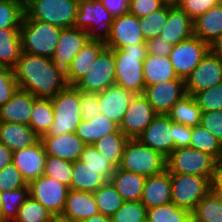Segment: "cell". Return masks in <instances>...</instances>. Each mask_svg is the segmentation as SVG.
Masks as SVG:
<instances>
[{
	"mask_svg": "<svg viewBox=\"0 0 222 222\" xmlns=\"http://www.w3.org/2000/svg\"><path fill=\"white\" fill-rule=\"evenodd\" d=\"M18 87L36 98H52L68 84L65 71L50 58L25 52L13 68Z\"/></svg>",
	"mask_w": 222,
	"mask_h": 222,
	"instance_id": "obj_1",
	"label": "cell"
},
{
	"mask_svg": "<svg viewBox=\"0 0 222 222\" xmlns=\"http://www.w3.org/2000/svg\"><path fill=\"white\" fill-rule=\"evenodd\" d=\"M112 51L115 60V84L123 86L131 93L143 94V61L148 54L146 44H131Z\"/></svg>",
	"mask_w": 222,
	"mask_h": 222,
	"instance_id": "obj_2",
	"label": "cell"
},
{
	"mask_svg": "<svg viewBox=\"0 0 222 222\" xmlns=\"http://www.w3.org/2000/svg\"><path fill=\"white\" fill-rule=\"evenodd\" d=\"M51 99L53 122L46 135L75 133L81 123L80 90L74 85H67Z\"/></svg>",
	"mask_w": 222,
	"mask_h": 222,
	"instance_id": "obj_3",
	"label": "cell"
},
{
	"mask_svg": "<svg viewBox=\"0 0 222 222\" xmlns=\"http://www.w3.org/2000/svg\"><path fill=\"white\" fill-rule=\"evenodd\" d=\"M60 27L29 19L25 14L20 27L22 52L52 58L61 34Z\"/></svg>",
	"mask_w": 222,
	"mask_h": 222,
	"instance_id": "obj_4",
	"label": "cell"
},
{
	"mask_svg": "<svg viewBox=\"0 0 222 222\" xmlns=\"http://www.w3.org/2000/svg\"><path fill=\"white\" fill-rule=\"evenodd\" d=\"M78 0H24V13L32 20L60 28L74 27Z\"/></svg>",
	"mask_w": 222,
	"mask_h": 222,
	"instance_id": "obj_5",
	"label": "cell"
},
{
	"mask_svg": "<svg viewBox=\"0 0 222 222\" xmlns=\"http://www.w3.org/2000/svg\"><path fill=\"white\" fill-rule=\"evenodd\" d=\"M118 168L145 177L155 176L166 170V157L138 139H129Z\"/></svg>",
	"mask_w": 222,
	"mask_h": 222,
	"instance_id": "obj_6",
	"label": "cell"
},
{
	"mask_svg": "<svg viewBox=\"0 0 222 222\" xmlns=\"http://www.w3.org/2000/svg\"><path fill=\"white\" fill-rule=\"evenodd\" d=\"M114 16L100 0H78L74 27L85 30L89 40L107 42Z\"/></svg>",
	"mask_w": 222,
	"mask_h": 222,
	"instance_id": "obj_7",
	"label": "cell"
},
{
	"mask_svg": "<svg viewBox=\"0 0 222 222\" xmlns=\"http://www.w3.org/2000/svg\"><path fill=\"white\" fill-rule=\"evenodd\" d=\"M217 164L213 156L192 147L175 149L166 157L168 172L206 177L210 181Z\"/></svg>",
	"mask_w": 222,
	"mask_h": 222,
	"instance_id": "obj_8",
	"label": "cell"
},
{
	"mask_svg": "<svg viewBox=\"0 0 222 222\" xmlns=\"http://www.w3.org/2000/svg\"><path fill=\"white\" fill-rule=\"evenodd\" d=\"M210 192V180L190 174L171 173V202L178 208L193 212Z\"/></svg>",
	"mask_w": 222,
	"mask_h": 222,
	"instance_id": "obj_9",
	"label": "cell"
},
{
	"mask_svg": "<svg viewBox=\"0 0 222 222\" xmlns=\"http://www.w3.org/2000/svg\"><path fill=\"white\" fill-rule=\"evenodd\" d=\"M115 84V60L112 49L106 47L74 86L80 91L98 94Z\"/></svg>",
	"mask_w": 222,
	"mask_h": 222,
	"instance_id": "obj_10",
	"label": "cell"
},
{
	"mask_svg": "<svg viewBox=\"0 0 222 222\" xmlns=\"http://www.w3.org/2000/svg\"><path fill=\"white\" fill-rule=\"evenodd\" d=\"M210 51V45L193 35L173 48L169 60L178 78L185 80Z\"/></svg>",
	"mask_w": 222,
	"mask_h": 222,
	"instance_id": "obj_11",
	"label": "cell"
},
{
	"mask_svg": "<svg viewBox=\"0 0 222 222\" xmlns=\"http://www.w3.org/2000/svg\"><path fill=\"white\" fill-rule=\"evenodd\" d=\"M27 185L31 198L40 202L56 218L61 216L69 191L68 186L45 175L32 180Z\"/></svg>",
	"mask_w": 222,
	"mask_h": 222,
	"instance_id": "obj_12",
	"label": "cell"
},
{
	"mask_svg": "<svg viewBox=\"0 0 222 222\" xmlns=\"http://www.w3.org/2000/svg\"><path fill=\"white\" fill-rule=\"evenodd\" d=\"M158 114L143 94H135L119 125L129 139H137Z\"/></svg>",
	"mask_w": 222,
	"mask_h": 222,
	"instance_id": "obj_13",
	"label": "cell"
},
{
	"mask_svg": "<svg viewBox=\"0 0 222 222\" xmlns=\"http://www.w3.org/2000/svg\"><path fill=\"white\" fill-rule=\"evenodd\" d=\"M222 82V61L211 51L194 68L185 79L187 95L209 89Z\"/></svg>",
	"mask_w": 222,
	"mask_h": 222,
	"instance_id": "obj_14",
	"label": "cell"
},
{
	"mask_svg": "<svg viewBox=\"0 0 222 222\" xmlns=\"http://www.w3.org/2000/svg\"><path fill=\"white\" fill-rule=\"evenodd\" d=\"M143 95L157 114L167 115L185 95V80L161 81L144 88Z\"/></svg>",
	"mask_w": 222,
	"mask_h": 222,
	"instance_id": "obj_15",
	"label": "cell"
},
{
	"mask_svg": "<svg viewBox=\"0 0 222 222\" xmlns=\"http://www.w3.org/2000/svg\"><path fill=\"white\" fill-rule=\"evenodd\" d=\"M137 139L167 157L174 151V122L158 114Z\"/></svg>",
	"mask_w": 222,
	"mask_h": 222,
	"instance_id": "obj_16",
	"label": "cell"
},
{
	"mask_svg": "<svg viewBox=\"0 0 222 222\" xmlns=\"http://www.w3.org/2000/svg\"><path fill=\"white\" fill-rule=\"evenodd\" d=\"M131 44H146L139 18L131 13L114 17L111 34L106 42L110 49H122Z\"/></svg>",
	"mask_w": 222,
	"mask_h": 222,
	"instance_id": "obj_17",
	"label": "cell"
},
{
	"mask_svg": "<svg viewBox=\"0 0 222 222\" xmlns=\"http://www.w3.org/2000/svg\"><path fill=\"white\" fill-rule=\"evenodd\" d=\"M46 156L43 144L39 140L32 147L14 151L12 153V163L28 184L44 175Z\"/></svg>",
	"mask_w": 222,
	"mask_h": 222,
	"instance_id": "obj_18",
	"label": "cell"
},
{
	"mask_svg": "<svg viewBox=\"0 0 222 222\" xmlns=\"http://www.w3.org/2000/svg\"><path fill=\"white\" fill-rule=\"evenodd\" d=\"M88 41V33L85 30L76 27L61 29L52 61L65 71Z\"/></svg>",
	"mask_w": 222,
	"mask_h": 222,
	"instance_id": "obj_19",
	"label": "cell"
},
{
	"mask_svg": "<svg viewBox=\"0 0 222 222\" xmlns=\"http://www.w3.org/2000/svg\"><path fill=\"white\" fill-rule=\"evenodd\" d=\"M134 95L118 84L106 88L98 93L101 114L120 125Z\"/></svg>",
	"mask_w": 222,
	"mask_h": 222,
	"instance_id": "obj_20",
	"label": "cell"
},
{
	"mask_svg": "<svg viewBox=\"0 0 222 222\" xmlns=\"http://www.w3.org/2000/svg\"><path fill=\"white\" fill-rule=\"evenodd\" d=\"M45 153L70 162L79 160L86 144L76 135L67 133L62 135H44L40 138Z\"/></svg>",
	"mask_w": 222,
	"mask_h": 222,
	"instance_id": "obj_21",
	"label": "cell"
},
{
	"mask_svg": "<svg viewBox=\"0 0 222 222\" xmlns=\"http://www.w3.org/2000/svg\"><path fill=\"white\" fill-rule=\"evenodd\" d=\"M99 213L93 193L69 189L59 218L67 222H82Z\"/></svg>",
	"mask_w": 222,
	"mask_h": 222,
	"instance_id": "obj_22",
	"label": "cell"
},
{
	"mask_svg": "<svg viewBox=\"0 0 222 222\" xmlns=\"http://www.w3.org/2000/svg\"><path fill=\"white\" fill-rule=\"evenodd\" d=\"M193 35V20L179 6H167V22L159 36L176 45Z\"/></svg>",
	"mask_w": 222,
	"mask_h": 222,
	"instance_id": "obj_23",
	"label": "cell"
},
{
	"mask_svg": "<svg viewBox=\"0 0 222 222\" xmlns=\"http://www.w3.org/2000/svg\"><path fill=\"white\" fill-rule=\"evenodd\" d=\"M35 99L28 91L18 88L10 100L0 107V122L29 125Z\"/></svg>",
	"mask_w": 222,
	"mask_h": 222,
	"instance_id": "obj_24",
	"label": "cell"
},
{
	"mask_svg": "<svg viewBox=\"0 0 222 222\" xmlns=\"http://www.w3.org/2000/svg\"><path fill=\"white\" fill-rule=\"evenodd\" d=\"M147 208L171 202V173L165 170L155 176L146 177L140 200Z\"/></svg>",
	"mask_w": 222,
	"mask_h": 222,
	"instance_id": "obj_25",
	"label": "cell"
},
{
	"mask_svg": "<svg viewBox=\"0 0 222 222\" xmlns=\"http://www.w3.org/2000/svg\"><path fill=\"white\" fill-rule=\"evenodd\" d=\"M106 47L107 45L105 42L89 40L65 70L67 84L74 85L83 77L94 60L98 58Z\"/></svg>",
	"mask_w": 222,
	"mask_h": 222,
	"instance_id": "obj_26",
	"label": "cell"
},
{
	"mask_svg": "<svg viewBox=\"0 0 222 222\" xmlns=\"http://www.w3.org/2000/svg\"><path fill=\"white\" fill-rule=\"evenodd\" d=\"M40 138L26 124L0 122V143L12 152L35 145Z\"/></svg>",
	"mask_w": 222,
	"mask_h": 222,
	"instance_id": "obj_27",
	"label": "cell"
},
{
	"mask_svg": "<svg viewBox=\"0 0 222 222\" xmlns=\"http://www.w3.org/2000/svg\"><path fill=\"white\" fill-rule=\"evenodd\" d=\"M194 35L211 44L222 35V2L193 20Z\"/></svg>",
	"mask_w": 222,
	"mask_h": 222,
	"instance_id": "obj_28",
	"label": "cell"
},
{
	"mask_svg": "<svg viewBox=\"0 0 222 222\" xmlns=\"http://www.w3.org/2000/svg\"><path fill=\"white\" fill-rule=\"evenodd\" d=\"M120 130L117 123L107 116L99 114L91 120L83 119L76 128V135L86 144L93 145L96 141Z\"/></svg>",
	"mask_w": 222,
	"mask_h": 222,
	"instance_id": "obj_29",
	"label": "cell"
},
{
	"mask_svg": "<svg viewBox=\"0 0 222 222\" xmlns=\"http://www.w3.org/2000/svg\"><path fill=\"white\" fill-rule=\"evenodd\" d=\"M146 177L133 172L115 169L110 182L122 196L124 201L141 200Z\"/></svg>",
	"mask_w": 222,
	"mask_h": 222,
	"instance_id": "obj_30",
	"label": "cell"
},
{
	"mask_svg": "<svg viewBox=\"0 0 222 222\" xmlns=\"http://www.w3.org/2000/svg\"><path fill=\"white\" fill-rule=\"evenodd\" d=\"M145 87L161 81L181 79L176 75L169 57L147 54L143 61Z\"/></svg>",
	"mask_w": 222,
	"mask_h": 222,
	"instance_id": "obj_31",
	"label": "cell"
},
{
	"mask_svg": "<svg viewBox=\"0 0 222 222\" xmlns=\"http://www.w3.org/2000/svg\"><path fill=\"white\" fill-rule=\"evenodd\" d=\"M108 180L98 170L88 167L80 160L73 161L72 180L69 189L94 193Z\"/></svg>",
	"mask_w": 222,
	"mask_h": 222,
	"instance_id": "obj_32",
	"label": "cell"
},
{
	"mask_svg": "<svg viewBox=\"0 0 222 222\" xmlns=\"http://www.w3.org/2000/svg\"><path fill=\"white\" fill-rule=\"evenodd\" d=\"M22 53L20 28L0 30V67L13 69Z\"/></svg>",
	"mask_w": 222,
	"mask_h": 222,
	"instance_id": "obj_33",
	"label": "cell"
},
{
	"mask_svg": "<svg viewBox=\"0 0 222 222\" xmlns=\"http://www.w3.org/2000/svg\"><path fill=\"white\" fill-rule=\"evenodd\" d=\"M167 115L174 123L194 127L200 125L202 110L199 108L195 98L186 94L173 105Z\"/></svg>",
	"mask_w": 222,
	"mask_h": 222,
	"instance_id": "obj_34",
	"label": "cell"
},
{
	"mask_svg": "<svg viewBox=\"0 0 222 222\" xmlns=\"http://www.w3.org/2000/svg\"><path fill=\"white\" fill-rule=\"evenodd\" d=\"M128 141L129 138L125 136L121 130H119L116 133L105 135L93 145L104 158L109 160L116 168H118Z\"/></svg>",
	"mask_w": 222,
	"mask_h": 222,
	"instance_id": "obj_35",
	"label": "cell"
},
{
	"mask_svg": "<svg viewBox=\"0 0 222 222\" xmlns=\"http://www.w3.org/2000/svg\"><path fill=\"white\" fill-rule=\"evenodd\" d=\"M53 122V107L50 98H36L33 101L29 126L41 138L47 134Z\"/></svg>",
	"mask_w": 222,
	"mask_h": 222,
	"instance_id": "obj_36",
	"label": "cell"
},
{
	"mask_svg": "<svg viewBox=\"0 0 222 222\" xmlns=\"http://www.w3.org/2000/svg\"><path fill=\"white\" fill-rule=\"evenodd\" d=\"M189 147L210 154L217 161L222 155V142L201 125L192 127Z\"/></svg>",
	"mask_w": 222,
	"mask_h": 222,
	"instance_id": "obj_37",
	"label": "cell"
},
{
	"mask_svg": "<svg viewBox=\"0 0 222 222\" xmlns=\"http://www.w3.org/2000/svg\"><path fill=\"white\" fill-rule=\"evenodd\" d=\"M193 222H222V199L211 191L192 212Z\"/></svg>",
	"mask_w": 222,
	"mask_h": 222,
	"instance_id": "obj_38",
	"label": "cell"
},
{
	"mask_svg": "<svg viewBox=\"0 0 222 222\" xmlns=\"http://www.w3.org/2000/svg\"><path fill=\"white\" fill-rule=\"evenodd\" d=\"M93 195L99 212L109 217H111L124 202L122 196L117 192L110 181L100 186Z\"/></svg>",
	"mask_w": 222,
	"mask_h": 222,
	"instance_id": "obj_39",
	"label": "cell"
},
{
	"mask_svg": "<svg viewBox=\"0 0 222 222\" xmlns=\"http://www.w3.org/2000/svg\"><path fill=\"white\" fill-rule=\"evenodd\" d=\"M147 222H193L192 213L178 208L172 202L148 208Z\"/></svg>",
	"mask_w": 222,
	"mask_h": 222,
	"instance_id": "obj_40",
	"label": "cell"
},
{
	"mask_svg": "<svg viewBox=\"0 0 222 222\" xmlns=\"http://www.w3.org/2000/svg\"><path fill=\"white\" fill-rule=\"evenodd\" d=\"M55 219L48 209L29 196L18 209L13 222H53Z\"/></svg>",
	"mask_w": 222,
	"mask_h": 222,
	"instance_id": "obj_41",
	"label": "cell"
},
{
	"mask_svg": "<svg viewBox=\"0 0 222 222\" xmlns=\"http://www.w3.org/2000/svg\"><path fill=\"white\" fill-rule=\"evenodd\" d=\"M28 197V187H21L16 190L1 193V200L3 202L1 220L13 222L17 217L18 209Z\"/></svg>",
	"mask_w": 222,
	"mask_h": 222,
	"instance_id": "obj_42",
	"label": "cell"
},
{
	"mask_svg": "<svg viewBox=\"0 0 222 222\" xmlns=\"http://www.w3.org/2000/svg\"><path fill=\"white\" fill-rule=\"evenodd\" d=\"M24 14L23 0H0V30L20 28Z\"/></svg>",
	"mask_w": 222,
	"mask_h": 222,
	"instance_id": "obj_43",
	"label": "cell"
},
{
	"mask_svg": "<svg viewBox=\"0 0 222 222\" xmlns=\"http://www.w3.org/2000/svg\"><path fill=\"white\" fill-rule=\"evenodd\" d=\"M79 160L88 167L98 170L108 181L115 172L116 167L96 150L94 145H86L79 157Z\"/></svg>",
	"mask_w": 222,
	"mask_h": 222,
	"instance_id": "obj_44",
	"label": "cell"
},
{
	"mask_svg": "<svg viewBox=\"0 0 222 222\" xmlns=\"http://www.w3.org/2000/svg\"><path fill=\"white\" fill-rule=\"evenodd\" d=\"M73 162L55 157L46 156L44 175L52 177L59 183L70 187L72 180Z\"/></svg>",
	"mask_w": 222,
	"mask_h": 222,
	"instance_id": "obj_45",
	"label": "cell"
},
{
	"mask_svg": "<svg viewBox=\"0 0 222 222\" xmlns=\"http://www.w3.org/2000/svg\"><path fill=\"white\" fill-rule=\"evenodd\" d=\"M139 22L140 29L146 41L159 36L167 22V5L147 16L139 18Z\"/></svg>",
	"mask_w": 222,
	"mask_h": 222,
	"instance_id": "obj_46",
	"label": "cell"
},
{
	"mask_svg": "<svg viewBox=\"0 0 222 222\" xmlns=\"http://www.w3.org/2000/svg\"><path fill=\"white\" fill-rule=\"evenodd\" d=\"M148 208L139 201H124L111 216L113 222H147Z\"/></svg>",
	"mask_w": 222,
	"mask_h": 222,
	"instance_id": "obj_47",
	"label": "cell"
},
{
	"mask_svg": "<svg viewBox=\"0 0 222 222\" xmlns=\"http://www.w3.org/2000/svg\"><path fill=\"white\" fill-rule=\"evenodd\" d=\"M202 112L222 110V82L193 95Z\"/></svg>",
	"mask_w": 222,
	"mask_h": 222,
	"instance_id": "obj_48",
	"label": "cell"
},
{
	"mask_svg": "<svg viewBox=\"0 0 222 222\" xmlns=\"http://www.w3.org/2000/svg\"><path fill=\"white\" fill-rule=\"evenodd\" d=\"M21 187H28V185L12 162L0 170L1 193L16 190Z\"/></svg>",
	"mask_w": 222,
	"mask_h": 222,
	"instance_id": "obj_49",
	"label": "cell"
},
{
	"mask_svg": "<svg viewBox=\"0 0 222 222\" xmlns=\"http://www.w3.org/2000/svg\"><path fill=\"white\" fill-rule=\"evenodd\" d=\"M18 88L13 69L0 67V107L10 100Z\"/></svg>",
	"mask_w": 222,
	"mask_h": 222,
	"instance_id": "obj_50",
	"label": "cell"
},
{
	"mask_svg": "<svg viewBox=\"0 0 222 222\" xmlns=\"http://www.w3.org/2000/svg\"><path fill=\"white\" fill-rule=\"evenodd\" d=\"M82 119L91 120L101 114L98 94L80 91Z\"/></svg>",
	"mask_w": 222,
	"mask_h": 222,
	"instance_id": "obj_51",
	"label": "cell"
},
{
	"mask_svg": "<svg viewBox=\"0 0 222 222\" xmlns=\"http://www.w3.org/2000/svg\"><path fill=\"white\" fill-rule=\"evenodd\" d=\"M220 0H183L179 7L192 19L195 20L210 8L218 4Z\"/></svg>",
	"mask_w": 222,
	"mask_h": 222,
	"instance_id": "obj_52",
	"label": "cell"
},
{
	"mask_svg": "<svg viewBox=\"0 0 222 222\" xmlns=\"http://www.w3.org/2000/svg\"><path fill=\"white\" fill-rule=\"evenodd\" d=\"M200 125L222 142V110L202 112Z\"/></svg>",
	"mask_w": 222,
	"mask_h": 222,
	"instance_id": "obj_53",
	"label": "cell"
},
{
	"mask_svg": "<svg viewBox=\"0 0 222 222\" xmlns=\"http://www.w3.org/2000/svg\"><path fill=\"white\" fill-rule=\"evenodd\" d=\"M163 6L162 0H130L129 13L141 18L157 11Z\"/></svg>",
	"mask_w": 222,
	"mask_h": 222,
	"instance_id": "obj_54",
	"label": "cell"
},
{
	"mask_svg": "<svg viewBox=\"0 0 222 222\" xmlns=\"http://www.w3.org/2000/svg\"><path fill=\"white\" fill-rule=\"evenodd\" d=\"M146 48L148 54H152L154 56L168 57L173 48V44L169 43L162 37L157 36L146 41Z\"/></svg>",
	"mask_w": 222,
	"mask_h": 222,
	"instance_id": "obj_55",
	"label": "cell"
},
{
	"mask_svg": "<svg viewBox=\"0 0 222 222\" xmlns=\"http://www.w3.org/2000/svg\"><path fill=\"white\" fill-rule=\"evenodd\" d=\"M192 127L174 123V150L189 147Z\"/></svg>",
	"mask_w": 222,
	"mask_h": 222,
	"instance_id": "obj_56",
	"label": "cell"
},
{
	"mask_svg": "<svg viewBox=\"0 0 222 222\" xmlns=\"http://www.w3.org/2000/svg\"><path fill=\"white\" fill-rule=\"evenodd\" d=\"M100 1L114 17L129 13L130 0H100Z\"/></svg>",
	"mask_w": 222,
	"mask_h": 222,
	"instance_id": "obj_57",
	"label": "cell"
},
{
	"mask_svg": "<svg viewBox=\"0 0 222 222\" xmlns=\"http://www.w3.org/2000/svg\"><path fill=\"white\" fill-rule=\"evenodd\" d=\"M210 191L222 199V170L218 166L210 181Z\"/></svg>",
	"mask_w": 222,
	"mask_h": 222,
	"instance_id": "obj_58",
	"label": "cell"
},
{
	"mask_svg": "<svg viewBox=\"0 0 222 222\" xmlns=\"http://www.w3.org/2000/svg\"><path fill=\"white\" fill-rule=\"evenodd\" d=\"M12 151L0 143V170L12 162Z\"/></svg>",
	"mask_w": 222,
	"mask_h": 222,
	"instance_id": "obj_59",
	"label": "cell"
},
{
	"mask_svg": "<svg viewBox=\"0 0 222 222\" xmlns=\"http://www.w3.org/2000/svg\"><path fill=\"white\" fill-rule=\"evenodd\" d=\"M210 51L222 61V35L210 44Z\"/></svg>",
	"mask_w": 222,
	"mask_h": 222,
	"instance_id": "obj_60",
	"label": "cell"
},
{
	"mask_svg": "<svg viewBox=\"0 0 222 222\" xmlns=\"http://www.w3.org/2000/svg\"><path fill=\"white\" fill-rule=\"evenodd\" d=\"M82 222H113L111 217L102 215L101 213L93 215L92 217L82 221Z\"/></svg>",
	"mask_w": 222,
	"mask_h": 222,
	"instance_id": "obj_61",
	"label": "cell"
},
{
	"mask_svg": "<svg viewBox=\"0 0 222 222\" xmlns=\"http://www.w3.org/2000/svg\"><path fill=\"white\" fill-rule=\"evenodd\" d=\"M164 5L174 7L179 6L183 0H162Z\"/></svg>",
	"mask_w": 222,
	"mask_h": 222,
	"instance_id": "obj_62",
	"label": "cell"
},
{
	"mask_svg": "<svg viewBox=\"0 0 222 222\" xmlns=\"http://www.w3.org/2000/svg\"><path fill=\"white\" fill-rule=\"evenodd\" d=\"M217 166L222 170V155L220 156V158L218 160Z\"/></svg>",
	"mask_w": 222,
	"mask_h": 222,
	"instance_id": "obj_63",
	"label": "cell"
},
{
	"mask_svg": "<svg viewBox=\"0 0 222 222\" xmlns=\"http://www.w3.org/2000/svg\"><path fill=\"white\" fill-rule=\"evenodd\" d=\"M2 205H3V202L1 200V192H0V219H1V213H2Z\"/></svg>",
	"mask_w": 222,
	"mask_h": 222,
	"instance_id": "obj_64",
	"label": "cell"
},
{
	"mask_svg": "<svg viewBox=\"0 0 222 222\" xmlns=\"http://www.w3.org/2000/svg\"><path fill=\"white\" fill-rule=\"evenodd\" d=\"M53 222H67V221H64V220H62L60 218H56Z\"/></svg>",
	"mask_w": 222,
	"mask_h": 222,
	"instance_id": "obj_65",
	"label": "cell"
}]
</instances>
